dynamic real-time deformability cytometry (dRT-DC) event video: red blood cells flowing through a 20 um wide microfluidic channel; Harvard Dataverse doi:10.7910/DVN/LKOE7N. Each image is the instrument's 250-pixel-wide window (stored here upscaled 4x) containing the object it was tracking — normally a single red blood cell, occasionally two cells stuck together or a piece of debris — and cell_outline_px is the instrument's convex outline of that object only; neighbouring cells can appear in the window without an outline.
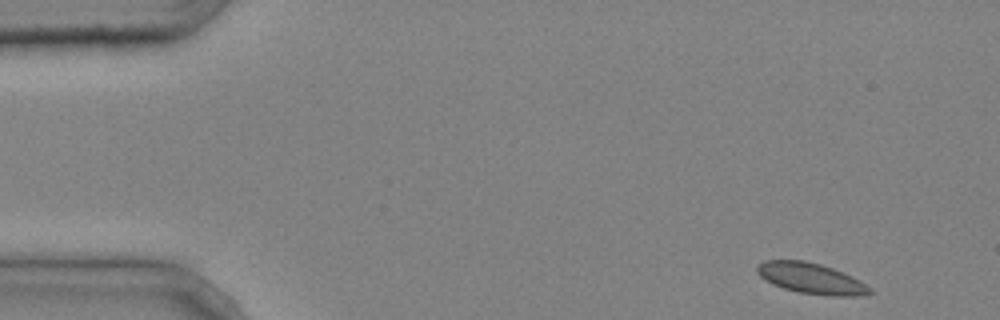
{"species": "common noctule bat (a hibernating species)", "species_latin": "Nyctalus noctula", "temperature_condition": "cold", "stored_images_in_passage": 3, "camera_frame_rate_fps": 3000, "um_per_image_px": 0.085, "animal": {"sex": "male", "body_mass_g": 20.4}, "frame": {"image": 1, "passage_image": 3, "time_ms": 0.667, "image_size_px": [1000, 320], "cell_outline_px": [[872, 292], [856, 296], [832, 296], [800, 292], [784, 288], [772, 284], [764, 280], [756, 272], [756, 264], [764, 260], [804, 260], [820, 264], [832, 268], [852, 276], [860, 280], [872, 288]], "centroid_in_image_um": [68.91, 23.65], "position_along_channel_um": 16.1, "area_um2": 20.23}}